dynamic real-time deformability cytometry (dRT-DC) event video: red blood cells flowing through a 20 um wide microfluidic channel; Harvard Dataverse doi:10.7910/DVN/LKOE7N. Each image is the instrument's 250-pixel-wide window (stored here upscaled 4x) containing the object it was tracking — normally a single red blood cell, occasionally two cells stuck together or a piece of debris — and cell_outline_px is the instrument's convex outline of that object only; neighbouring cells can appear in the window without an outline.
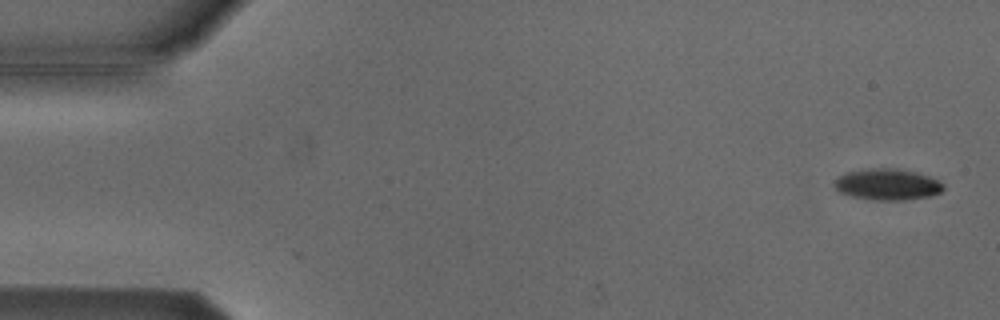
{"species": "Egyptian fruit bat (a non-hibernating species)", "species_latin": "Rousettus aegyptiacus", "temperature_condition": "cold", "stored_images_in_passage": 4, "camera_frame_rate_fps": 3000, "um_per_image_px": 0.085, "animal": {"sex": "male"}, "frame": {"image": 1, "passage_image": 1, "time_ms": 0.0, "image_size_px": [1000, 320], "cell_outline_px": [[944, 188], [940, 192], [932, 196], [904, 200], [872, 200], [852, 196], [840, 192], [832, 184], [836, 176], [848, 172], [880, 168], [896, 168], [916, 172], [928, 176], [944, 184]], "centroid_in_image_um": [75.42, 15.68], "position_along_channel_um": 9.6, "area_um2": 19.83}}